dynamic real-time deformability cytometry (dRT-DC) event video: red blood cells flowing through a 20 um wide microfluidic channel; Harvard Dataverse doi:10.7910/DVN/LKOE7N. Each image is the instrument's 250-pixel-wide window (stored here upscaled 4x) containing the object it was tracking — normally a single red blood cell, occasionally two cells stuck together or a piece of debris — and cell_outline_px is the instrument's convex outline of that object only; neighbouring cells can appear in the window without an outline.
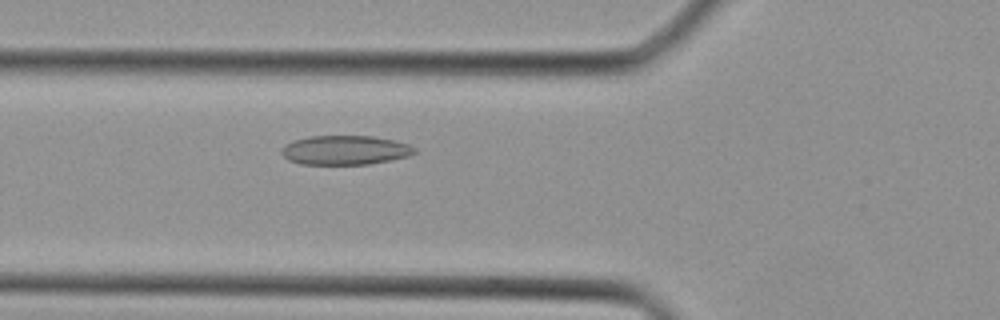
{"species": "Egyptian fruit bat (a non-hibernating species)", "species_latin": "Rousettus aegyptiacus", "temperature_condition": "cold", "stored_images_in_passage": 41, "camera_frame_rate_fps": 3000, "um_per_image_px": 0.085, "animal": {"sex": "female"}, "frame": {"image": 1, "passage_image": 15, "time_ms": 4.667, "image_size_px": [1000, 320], "cell_outline_px": [[416, 152], [408, 156], [368, 164], [300, 164], [288, 160], [280, 152], [284, 144], [296, 140], [312, 136], [372, 136], [392, 140], [408, 144], [416, 148]], "centroid_in_image_um": [29.31, 12.76], "position_along_channel_um": 96.5, "area_um2": 22.48}}
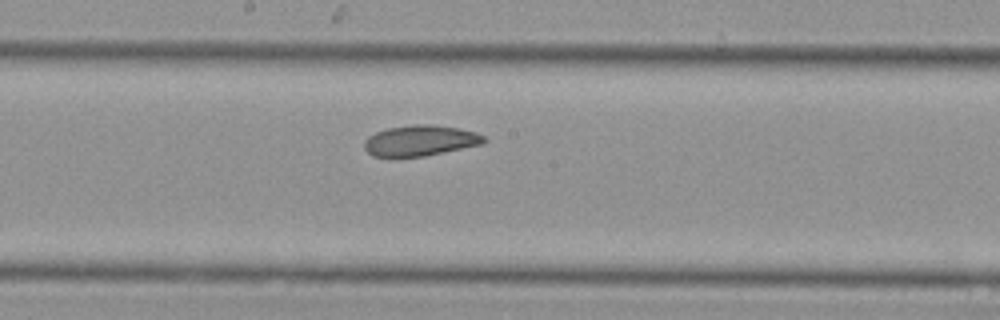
{"frame": {"image": 2, "passage_image": 22, "time_ms": 7.0, "image_size_px": [1000, 320], "cell_outline_px": [[488, 140], [484, 144], [424, 156], [372, 156], [364, 148], [364, 140], [368, 136], [376, 132], [388, 128], [412, 124], [432, 124], [460, 128], [476, 132], [484, 136]], "centroid_in_image_um": [35.75, 11.93], "position_along_channel_um": 212.4, "area_um2": 21.5}}
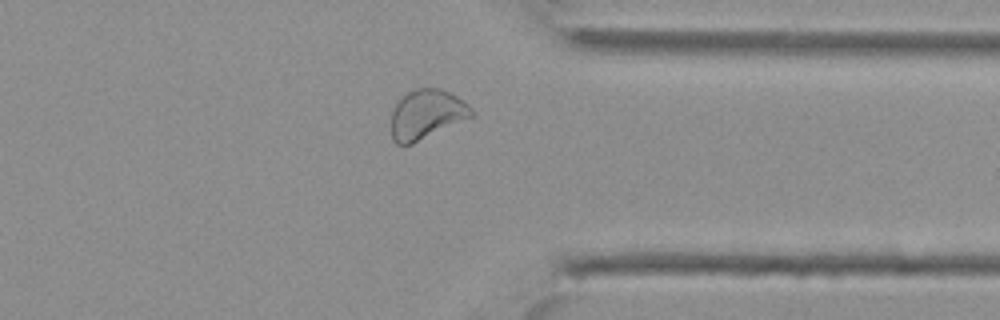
{"frame": {"image": 3, "passage_image": 32, "time_ms": 10.333, "image_size_px": [1000, 320], "cell_outline_px": [[476, 112], [472, 116], [412, 144], [396, 144], [392, 140], [392, 112], [400, 96], [416, 88], [440, 88], [464, 100]], "centroid_in_image_um": [36.25, 9.7], "position_along_channel_um": 375.1, "area_um2": 23.0}}